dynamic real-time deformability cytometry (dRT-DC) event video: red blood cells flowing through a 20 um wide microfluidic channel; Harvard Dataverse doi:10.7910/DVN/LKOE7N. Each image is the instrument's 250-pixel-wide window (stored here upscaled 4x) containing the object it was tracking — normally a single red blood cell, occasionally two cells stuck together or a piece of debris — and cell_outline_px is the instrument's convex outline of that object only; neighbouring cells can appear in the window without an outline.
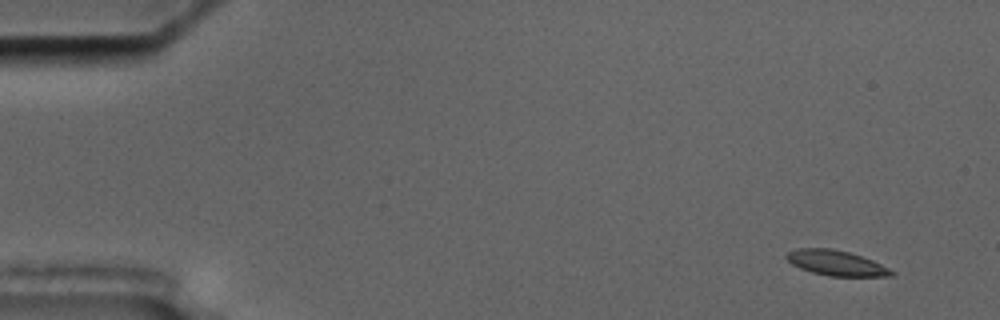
{"species": "common noctule bat (a hibernating species)", "species_latin": "Nyctalus noctula", "temperature_condition": "cold", "stored_images_in_passage": 5, "camera_frame_rate_fps": 3000, "um_per_image_px": 0.085, "animal": {"sex": "male", "body_mass_g": 17.5, "forearm_length_mm": 52.3}, "frame": {"image": 1, "passage_image": 1, "time_ms": 0.0, "image_size_px": [1000, 320], "cell_outline_px": [[896, 276], [828, 276], [812, 272], [800, 268], [792, 264], [784, 256], [788, 252], [796, 248], [832, 248], [848, 252], [872, 260], [896, 272]], "centroid_in_image_um": [71.07, 22.35], "position_along_channel_um": 13.9, "area_um2": 15.37}}